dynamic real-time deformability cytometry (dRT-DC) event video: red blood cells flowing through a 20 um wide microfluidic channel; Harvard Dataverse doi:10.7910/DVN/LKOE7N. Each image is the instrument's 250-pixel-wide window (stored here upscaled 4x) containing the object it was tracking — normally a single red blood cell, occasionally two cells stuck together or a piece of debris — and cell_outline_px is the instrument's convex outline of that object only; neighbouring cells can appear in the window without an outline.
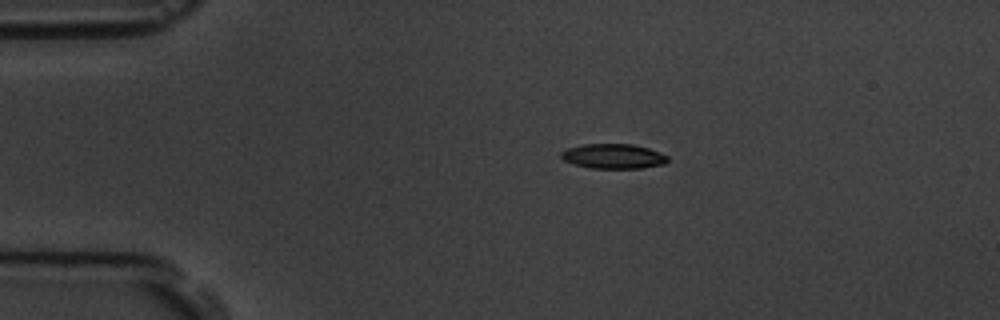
{"species": "common noctule bat (a hibernating species)", "species_latin": "Nyctalus noctula", "temperature_condition": "room temperature", "stored_images_in_passage": 3, "camera_frame_rate_fps": 3000, "um_per_image_px": 0.085, "animal": {"sex": "male", "body_mass_g": 19.5, "forearm_length_mm": 54.6}, "frame": {"image": 1, "passage_image": 2, "time_ms": 1.333, "image_size_px": [1000, 320], "cell_outline_px": [[668, 160], [664, 164], [640, 168], [592, 168], [572, 164], [564, 160], [560, 156], [560, 152], [568, 148], [584, 144], [632, 144], [648, 148], [660, 152], [668, 156]], "centroid_in_image_um": [52.12, 13.28], "position_along_channel_um": 32.9, "area_um2": 15.37}}